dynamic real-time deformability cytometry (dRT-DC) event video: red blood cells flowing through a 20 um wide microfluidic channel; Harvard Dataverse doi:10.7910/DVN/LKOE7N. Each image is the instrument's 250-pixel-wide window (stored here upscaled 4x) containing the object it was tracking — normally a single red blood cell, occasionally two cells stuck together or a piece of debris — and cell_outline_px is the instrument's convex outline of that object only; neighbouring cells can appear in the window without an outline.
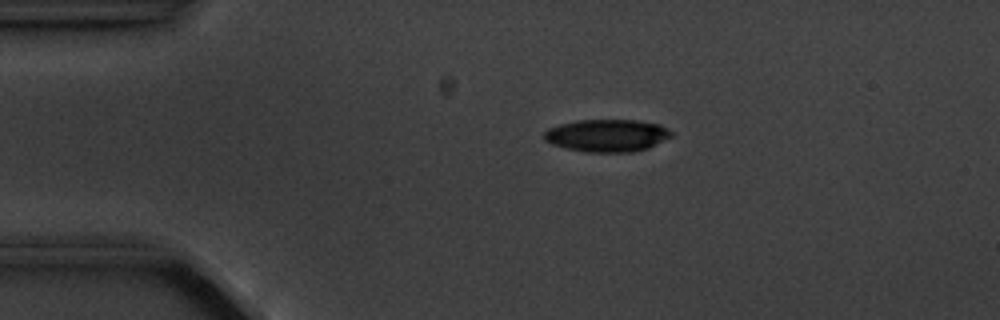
{"species": "common noctule bat (a hibernating species)", "species_latin": "Nyctalus noctula", "temperature_condition": "cold", "stored_images_in_passage": 3, "camera_frame_rate_fps": 3000, "um_per_image_px": 0.085, "animal": {"sex": "male", "body_mass_g": 20.1, "forearm_length_mm": 53.5}, "frame": {"image": 1, "passage_image": 1, "time_ms": 0.0, "image_size_px": [1000, 320], "cell_outline_px": [[672, 136], [648, 148], [632, 152], [584, 152], [564, 148], [552, 144], [544, 140], [544, 132], [548, 128], [560, 124], [576, 120], [636, 120], [660, 124], [668, 128], [672, 132]], "centroid_in_image_um": [51.59, 11.52], "position_along_channel_um": 33.4, "area_um2": 24.22}}